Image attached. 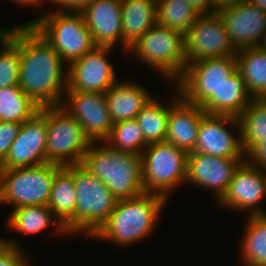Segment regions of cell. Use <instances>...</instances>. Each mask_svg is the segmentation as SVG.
<instances>
[{"label":"cell","instance_id":"1","mask_svg":"<svg viewBox=\"0 0 266 266\" xmlns=\"http://www.w3.org/2000/svg\"><path fill=\"white\" fill-rule=\"evenodd\" d=\"M64 63L32 26L20 25L18 86L39 108L61 106L67 90Z\"/></svg>","mask_w":266,"mask_h":266},{"label":"cell","instance_id":"2","mask_svg":"<svg viewBox=\"0 0 266 266\" xmlns=\"http://www.w3.org/2000/svg\"><path fill=\"white\" fill-rule=\"evenodd\" d=\"M167 201L160 195L148 192L120 199L107 221L92 238L106 239L123 247L135 244L156 230L157 218Z\"/></svg>","mask_w":266,"mask_h":266},{"label":"cell","instance_id":"3","mask_svg":"<svg viewBox=\"0 0 266 266\" xmlns=\"http://www.w3.org/2000/svg\"><path fill=\"white\" fill-rule=\"evenodd\" d=\"M92 143L81 163L97 177L117 199H128L145 193L140 154L112 149L104 142Z\"/></svg>","mask_w":266,"mask_h":266},{"label":"cell","instance_id":"4","mask_svg":"<svg viewBox=\"0 0 266 266\" xmlns=\"http://www.w3.org/2000/svg\"><path fill=\"white\" fill-rule=\"evenodd\" d=\"M73 180L77 194L76 208L63 227L69 235L84 232L87 237H92L107 221L118 200L82 164L73 165Z\"/></svg>","mask_w":266,"mask_h":266},{"label":"cell","instance_id":"5","mask_svg":"<svg viewBox=\"0 0 266 266\" xmlns=\"http://www.w3.org/2000/svg\"><path fill=\"white\" fill-rule=\"evenodd\" d=\"M29 21L67 65L92 51L96 45L81 12L52 10Z\"/></svg>","mask_w":266,"mask_h":266},{"label":"cell","instance_id":"6","mask_svg":"<svg viewBox=\"0 0 266 266\" xmlns=\"http://www.w3.org/2000/svg\"><path fill=\"white\" fill-rule=\"evenodd\" d=\"M128 52L172 82L181 77L187 65L185 35L157 23L134 42Z\"/></svg>","mask_w":266,"mask_h":266},{"label":"cell","instance_id":"7","mask_svg":"<svg viewBox=\"0 0 266 266\" xmlns=\"http://www.w3.org/2000/svg\"><path fill=\"white\" fill-rule=\"evenodd\" d=\"M61 165L0 169V204L13 209L26 206H47L55 173Z\"/></svg>","mask_w":266,"mask_h":266},{"label":"cell","instance_id":"8","mask_svg":"<svg viewBox=\"0 0 266 266\" xmlns=\"http://www.w3.org/2000/svg\"><path fill=\"white\" fill-rule=\"evenodd\" d=\"M39 112L47 121L46 163L81 164L92 142L76 119L61 106L43 107Z\"/></svg>","mask_w":266,"mask_h":266},{"label":"cell","instance_id":"9","mask_svg":"<svg viewBox=\"0 0 266 266\" xmlns=\"http://www.w3.org/2000/svg\"><path fill=\"white\" fill-rule=\"evenodd\" d=\"M145 150L141 153L144 190L167 200L174 188L186 182L188 153L166 141L149 144Z\"/></svg>","mask_w":266,"mask_h":266},{"label":"cell","instance_id":"10","mask_svg":"<svg viewBox=\"0 0 266 266\" xmlns=\"http://www.w3.org/2000/svg\"><path fill=\"white\" fill-rule=\"evenodd\" d=\"M236 71V56L191 62L186 65L175 86L183 100L201 106Z\"/></svg>","mask_w":266,"mask_h":266},{"label":"cell","instance_id":"11","mask_svg":"<svg viewBox=\"0 0 266 266\" xmlns=\"http://www.w3.org/2000/svg\"><path fill=\"white\" fill-rule=\"evenodd\" d=\"M187 64L209 58L235 56L237 51L230 42L228 31L221 16L202 14L190 26L185 35Z\"/></svg>","mask_w":266,"mask_h":266},{"label":"cell","instance_id":"12","mask_svg":"<svg viewBox=\"0 0 266 266\" xmlns=\"http://www.w3.org/2000/svg\"><path fill=\"white\" fill-rule=\"evenodd\" d=\"M111 47H95L67 66L66 92L106 93L118 80L114 65L108 61Z\"/></svg>","mask_w":266,"mask_h":266},{"label":"cell","instance_id":"13","mask_svg":"<svg viewBox=\"0 0 266 266\" xmlns=\"http://www.w3.org/2000/svg\"><path fill=\"white\" fill-rule=\"evenodd\" d=\"M64 97L61 107L76 119L90 141L104 143L113 126L105 93L65 92Z\"/></svg>","mask_w":266,"mask_h":266},{"label":"cell","instance_id":"14","mask_svg":"<svg viewBox=\"0 0 266 266\" xmlns=\"http://www.w3.org/2000/svg\"><path fill=\"white\" fill-rule=\"evenodd\" d=\"M228 126L237 128L238 137L232 134ZM191 153H204L222 158H244L238 117L206 113L201 118L197 142Z\"/></svg>","mask_w":266,"mask_h":266},{"label":"cell","instance_id":"15","mask_svg":"<svg viewBox=\"0 0 266 266\" xmlns=\"http://www.w3.org/2000/svg\"><path fill=\"white\" fill-rule=\"evenodd\" d=\"M47 121L37 112L21 124L0 169L34 167L46 163Z\"/></svg>","mask_w":266,"mask_h":266},{"label":"cell","instance_id":"16","mask_svg":"<svg viewBox=\"0 0 266 266\" xmlns=\"http://www.w3.org/2000/svg\"><path fill=\"white\" fill-rule=\"evenodd\" d=\"M223 19L236 51L260 47L266 35V12L249 0L217 12Z\"/></svg>","mask_w":266,"mask_h":266},{"label":"cell","instance_id":"17","mask_svg":"<svg viewBox=\"0 0 266 266\" xmlns=\"http://www.w3.org/2000/svg\"><path fill=\"white\" fill-rule=\"evenodd\" d=\"M266 198L262 169L242 162L234 171L226 192L218 201L224 208L249 211V216L266 215L260 203Z\"/></svg>","mask_w":266,"mask_h":266},{"label":"cell","instance_id":"18","mask_svg":"<svg viewBox=\"0 0 266 266\" xmlns=\"http://www.w3.org/2000/svg\"><path fill=\"white\" fill-rule=\"evenodd\" d=\"M244 158H222L204 153H188L186 182L214 192L218 202L227 190L234 171Z\"/></svg>","mask_w":266,"mask_h":266},{"label":"cell","instance_id":"19","mask_svg":"<svg viewBox=\"0 0 266 266\" xmlns=\"http://www.w3.org/2000/svg\"><path fill=\"white\" fill-rule=\"evenodd\" d=\"M122 0H94L81 13L96 47L122 43Z\"/></svg>","mask_w":266,"mask_h":266},{"label":"cell","instance_id":"20","mask_svg":"<svg viewBox=\"0 0 266 266\" xmlns=\"http://www.w3.org/2000/svg\"><path fill=\"white\" fill-rule=\"evenodd\" d=\"M176 89L175 102L170 105L166 142L187 153L194 151L201 118L206 112L200 105L186 102Z\"/></svg>","mask_w":266,"mask_h":266},{"label":"cell","instance_id":"21","mask_svg":"<svg viewBox=\"0 0 266 266\" xmlns=\"http://www.w3.org/2000/svg\"><path fill=\"white\" fill-rule=\"evenodd\" d=\"M105 97L114 124L136 119L154 96L138 83L119 81L105 93Z\"/></svg>","mask_w":266,"mask_h":266},{"label":"cell","instance_id":"22","mask_svg":"<svg viewBox=\"0 0 266 266\" xmlns=\"http://www.w3.org/2000/svg\"><path fill=\"white\" fill-rule=\"evenodd\" d=\"M253 100L245 82L237 70L202 105L210 115H230L238 117Z\"/></svg>","mask_w":266,"mask_h":266},{"label":"cell","instance_id":"23","mask_svg":"<svg viewBox=\"0 0 266 266\" xmlns=\"http://www.w3.org/2000/svg\"><path fill=\"white\" fill-rule=\"evenodd\" d=\"M122 48L129 47L157 23V0H122Z\"/></svg>","mask_w":266,"mask_h":266},{"label":"cell","instance_id":"24","mask_svg":"<svg viewBox=\"0 0 266 266\" xmlns=\"http://www.w3.org/2000/svg\"><path fill=\"white\" fill-rule=\"evenodd\" d=\"M7 226L12 231L22 234H38L47 227L56 226L55 234L68 235L61 222L55 218L48 206H26L11 210L7 217ZM56 224V225H55Z\"/></svg>","mask_w":266,"mask_h":266},{"label":"cell","instance_id":"25","mask_svg":"<svg viewBox=\"0 0 266 266\" xmlns=\"http://www.w3.org/2000/svg\"><path fill=\"white\" fill-rule=\"evenodd\" d=\"M237 70L253 99H266V51L261 47L237 51Z\"/></svg>","mask_w":266,"mask_h":266},{"label":"cell","instance_id":"26","mask_svg":"<svg viewBox=\"0 0 266 266\" xmlns=\"http://www.w3.org/2000/svg\"><path fill=\"white\" fill-rule=\"evenodd\" d=\"M76 195L73 165L62 166L55 173L47 205L62 225L73 216L77 202Z\"/></svg>","mask_w":266,"mask_h":266},{"label":"cell","instance_id":"27","mask_svg":"<svg viewBox=\"0 0 266 266\" xmlns=\"http://www.w3.org/2000/svg\"><path fill=\"white\" fill-rule=\"evenodd\" d=\"M0 89L18 86L20 70V25L0 29Z\"/></svg>","mask_w":266,"mask_h":266},{"label":"cell","instance_id":"28","mask_svg":"<svg viewBox=\"0 0 266 266\" xmlns=\"http://www.w3.org/2000/svg\"><path fill=\"white\" fill-rule=\"evenodd\" d=\"M243 240L241 258L243 266H266V215L248 216Z\"/></svg>","mask_w":266,"mask_h":266},{"label":"cell","instance_id":"29","mask_svg":"<svg viewBox=\"0 0 266 266\" xmlns=\"http://www.w3.org/2000/svg\"><path fill=\"white\" fill-rule=\"evenodd\" d=\"M200 15L187 0H157V24L183 35Z\"/></svg>","mask_w":266,"mask_h":266},{"label":"cell","instance_id":"30","mask_svg":"<svg viewBox=\"0 0 266 266\" xmlns=\"http://www.w3.org/2000/svg\"><path fill=\"white\" fill-rule=\"evenodd\" d=\"M39 109L19 86L0 89V121L22 124L39 112Z\"/></svg>","mask_w":266,"mask_h":266},{"label":"cell","instance_id":"31","mask_svg":"<svg viewBox=\"0 0 266 266\" xmlns=\"http://www.w3.org/2000/svg\"><path fill=\"white\" fill-rule=\"evenodd\" d=\"M157 100L152 98L136 116L148 145L166 141L170 106Z\"/></svg>","mask_w":266,"mask_h":266},{"label":"cell","instance_id":"32","mask_svg":"<svg viewBox=\"0 0 266 266\" xmlns=\"http://www.w3.org/2000/svg\"><path fill=\"white\" fill-rule=\"evenodd\" d=\"M244 153L266 136V99H253L238 116Z\"/></svg>","mask_w":266,"mask_h":266},{"label":"cell","instance_id":"33","mask_svg":"<svg viewBox=\"0 0 266 266\" xmlns=\"http://www.w3.org/2000/svg\"><path fill=\"white\" fill-rule=\"evenodd\" d=\"M105 143L112 149L140 155L148 146L136 119L114 123Z\"/></svg>","mask_w":266,"mask_h":266},{"label":"cell","instance_id":"34","mask_svg":"<svg viewBox=\"0 0 266 266\" xmlns=\"http://www.w3.org/2000/svg\"><path fill=\"white\" fill-rule=\"evenodd\" d=\"M19 243L0 238V266H29V259Z\"/></svg>","mask_w":266,"mask_h":266},{"label":"cell","instance_id":"35","mask_svg":"<svg viewBox=\"0 0 266 266\" xmlns=\"http://www.w3.org/2000/svg\"><path fill=\"white\" fill-rule=\"evenodd\" d=\"M20 127V123L0 121V164L6 159Z\"/></svg>","mask_w":266,"mask_h":266},{"label":"cell","instance_id":"36","mask_svg":"<svg viewBox=\"0 0 266 266\" xmlns=\"http://www.w3.org/2000/svg\"><path fill=\"white\" fill-rule=\"evenodd\" d=\"M244 161L254 167H266V136L244 153Z\"/></svg>","mask_w":266,"mask_h":266},{"label":"cell","instance_id":"37","mask_svg":"<svg viewBox=\"0 0 266 266\" xmlns=\"http://www.w3.org/2000/svg\"><path fill=\"white\" fill-rule=\"evenodd\" d=\"M50 4L53 3L58 6L59 10L65 12H81L87 5L94 0H49Z\"/></svg>","mask_w":266,"mask_h":266},{"label":"cell","instance_id":"38","mask_svg":"<svg viewBox=\"0 0 266 266\" xmlns=\"http://www.w3.org/2000/svg\"><path fill=\"white\" fill-rule=\"evenodd\" d=\"M187 1L201 15L216 13L213 9L211 0H187Z\"/></svg>","mask_w":266,"mask_h":266},{"label":"cell","instance_id":"39","mask_svg":"<svg viewBox=\"0 0 266 266\" xmlns=\"http://www.w3.org/2000/svg\"><path fill=\"white\" fill-rule=\"evenodd\" d=\"M211 1L214 11L218 12L219 10L224 9L226 7L235 6L244 0H211Z\"/></svg>","mask_w":266,"mask_h":266},{"label":"cell","instance_id":"40","mask_svg":"<svg viewBox=\"0 0 266 266\" xmlns=\"http://www.w3.org/2000/svg\"><path fill=\"white\" fill-rule=\"evenodd\" d=\"M11 2H15V3H18L19 5H25L26 6H36L39 5V3H44L45 1H48L49 3V0H10Z\"/></svg>","mask_w":266,"mask_h":266},{"label":"cell","instance_id":"41","mask_svg":"<svg viewBox=\"0 0 266 266\" xmlns=\"http://www.w3.org/2000/svg\"><path fill=\"white\" fill-rule=\"evenodd\" d=\"M260 10L266 12V0H249Z\"/></svg>","mask_w":266,"mask_h":266},{"label":"cell","instance_id":"42","mask_svg":"<svg viewBox=\"0 0 266 266\" xmlns=\"http://www.w3.org/2000/svg\"><path fill=\"white\" fill-rule=\"evenodd\" d=\"M260 47H261L264 51H266V35L264 36V39H263V41H262Z\"/></svg>","mask_w":266,"mask_h":266},{"label":"cell","instance_id":"43","mask_svg":"<svg viewBox=\"0 0 266 266\" xmlns=\"http://www.w3.org/2000/svg\"><path fill=\"white\" fill-rule=\"evenodd\" d=\"M262 174H263L264 181H265V191H266V167L262 168Z\"/></svg>","mask_w":266,"mask_h":266}]
</instances>
